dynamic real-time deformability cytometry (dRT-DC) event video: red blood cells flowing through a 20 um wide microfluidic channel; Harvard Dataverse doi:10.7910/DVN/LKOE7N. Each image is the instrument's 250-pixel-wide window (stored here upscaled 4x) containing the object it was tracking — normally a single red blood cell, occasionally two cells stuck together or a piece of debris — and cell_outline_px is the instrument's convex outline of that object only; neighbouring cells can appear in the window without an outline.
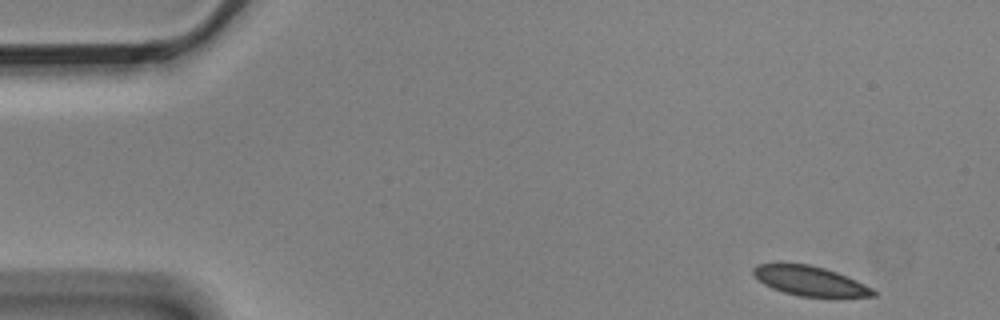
{"species": "Egyptian fruit bat (a non-hibernating species)", "species_latin": "Rousettus aegyptiacus", "temperature_condition": "cold", "stored_images_in_passage": 5, "camera_frame_rate_fps": 3000, "um_per_image_px": 0.085, "animal": {"sex": "male"}, "frame": {"image": 1, "passage_image": 1, "time_ms": 0.0, "image_size_px": [1000, 320], "cell_outline_px": [[876, 296], [800, 296], [784, 292], [772, 288], [764, 284], [752, 272], [752, 268], [756, 264], [808, 264], [824, 268], [836, 272], [856, 280], [872, 288], [876, 292]], "centroid_in_image_um": [68.83, 23.87], "position_along_channel_um": 16.2, "area_um2": 20.17}}
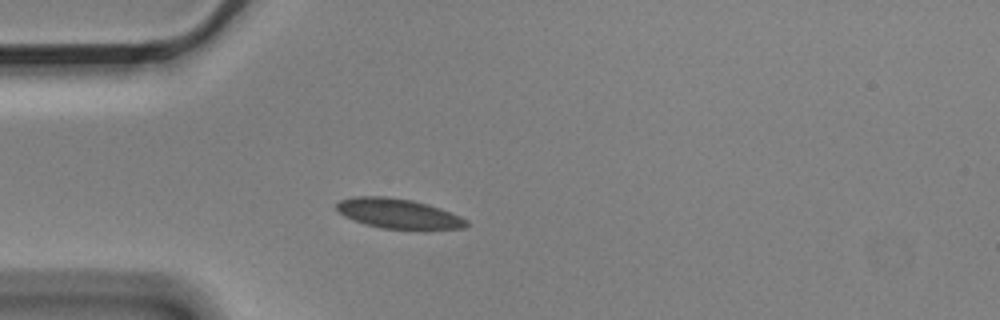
{"frame": {"image": 2, "passage_image": 4, "time_ms": 1.0, "image_size_px": [1000, 320], "cell_outline_px": [[468, 224], [464, 228], [424, 232], [380, 228], [364, 224], [344, 216], [336, 208], [336, 204], [340, 200], [352, 196], [384, 196], [412, 200], [428, 204], [440, 208], [460, 216], [468, 220]], "centroid_in_image_um": [33.92, 18.2], "position_along_channel_um": 51.1, "area_um2": 23.47}}